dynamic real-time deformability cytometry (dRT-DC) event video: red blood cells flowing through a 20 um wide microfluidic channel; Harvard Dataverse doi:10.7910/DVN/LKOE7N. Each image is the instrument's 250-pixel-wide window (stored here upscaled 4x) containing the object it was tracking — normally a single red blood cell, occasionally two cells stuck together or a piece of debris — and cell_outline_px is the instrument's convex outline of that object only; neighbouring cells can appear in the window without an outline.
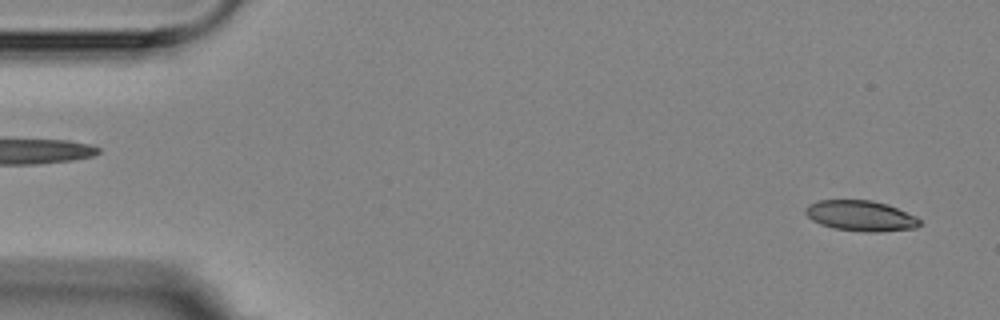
{"species": "Egyptian fruit bat (a non-hibernating species)", "species_latin": "Rousettus aegyptiacus", "temperature_condition": "room temperature", "stored_images_in_passage": 2, "camera_frame_rate_fps": 3000, "um_per_image_px": 0.085, "animal": {"sex": "female"}, "frame": {"image": 1, "passage_image": 2, "time_ms": 1.0, "image_size_px": [1000, 320], "cell_outline_px": [[920, 224], [916, 228], [880, 232], [864, 232], [836, 228], [820, 224], [812, 220], [804, 212], [804, 208], [808, 204], [820, 200], [872, 200], [888, 204], [916, 216], [920, 220]], "centroid_in_image_um": [73.16, 18.34], "position_along_channel_um": 11.8, "area_um2": 20.4}}